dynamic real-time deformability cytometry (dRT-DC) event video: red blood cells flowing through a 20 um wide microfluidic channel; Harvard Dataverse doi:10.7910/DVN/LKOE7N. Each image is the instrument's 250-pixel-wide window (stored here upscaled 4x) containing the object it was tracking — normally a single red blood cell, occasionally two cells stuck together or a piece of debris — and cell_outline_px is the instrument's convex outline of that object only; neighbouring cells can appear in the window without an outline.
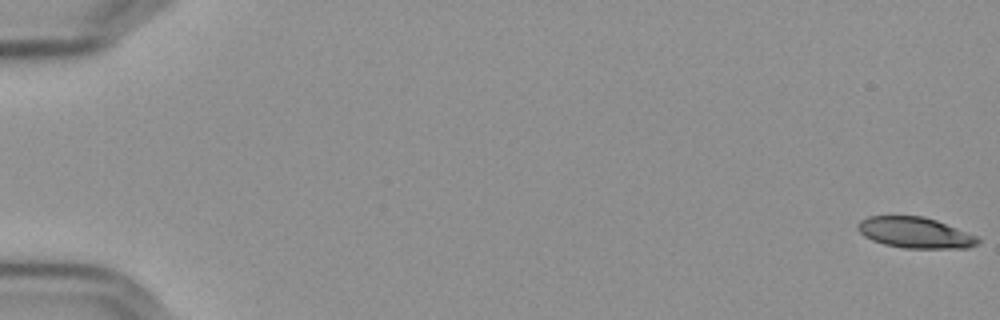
{"species": "Egyptian fruit bat (a non-hibernating species)", "species_latin": "Rousettus aegyptiacus", "temperature_condition": "cold", "stored_images_in_passage": 58, "camera_frame_rate_fps": 3000, "um_per_image_px": 0.085, "frame": {"image": 1, "passage_image": 1, "time_ms": 0.0, "image_size_px": [1000, 320], "cell_outline_px": [[980, 240], [976, 244], [968, 248], [904, 248], [884, 244], [872, 240], [864, 236], [856, 228], [856, 224], [860, 220], [868, 216], [924, 216], [936, 220], [976, 236]], "centroid_in_image_um": [77.73, 19.77], "position_along_channel_um": 7.3, "area_um2": 21.5}}
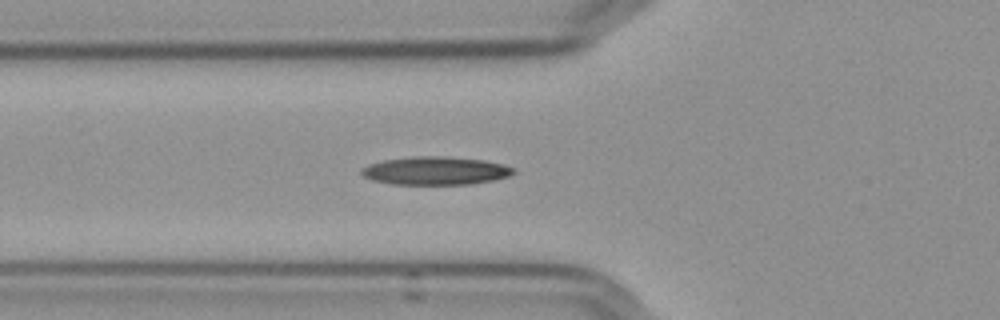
{"frame": {"image": 2, "passage_image": 22, "time_ms": 7.0, "image_size_px": [1000, 320], "cell_outline_px": [[516, 172], [508, 176], [496, 180], [472, 184], [392, 184], [372, 180], [364, 176], [360, 172], [368, 164], [384, 160], [412, 156], [444, 156], [484, 160], [504, 164], [516, 168]], "centroid_in_image_um": [37.07, 14.51], "position_along_channel_um": 88.7, "area_um2": 25.09}}
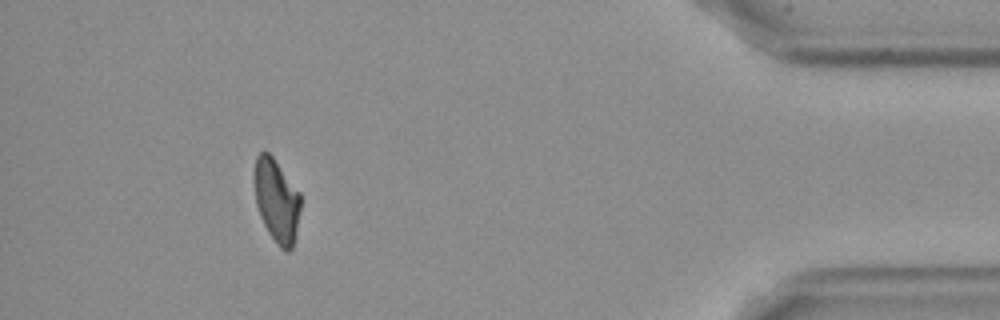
{"frame": {"image": 3, "passage_image": 53, "time_ms": 17.333, "image_size_px": [1000, 320], "cell_outline_px": [[300, 208], [292, 248], [288, 252], [280, 248], [268, 232], [260, 216], [256, 204], [256, 156], [260, 152], [268, 152], [272, 156], [300, 192]], "centroid_in_image_um": [23.53, 17.07], "position_along_channel_um": 411.7, "area_um2": 21.79}, "authors_computed_cell_mechanics": {"area_um2": 23.2645, "velocity_mm_per_s": 3.6103, "shape_relaxation_time_tau1_ms": 6.4921, "shape_relaxation_time_tau2_ms": 5.9139, "deformation_change_tau1": 0.1624, "deformation_change_tau2": 0.1363}}